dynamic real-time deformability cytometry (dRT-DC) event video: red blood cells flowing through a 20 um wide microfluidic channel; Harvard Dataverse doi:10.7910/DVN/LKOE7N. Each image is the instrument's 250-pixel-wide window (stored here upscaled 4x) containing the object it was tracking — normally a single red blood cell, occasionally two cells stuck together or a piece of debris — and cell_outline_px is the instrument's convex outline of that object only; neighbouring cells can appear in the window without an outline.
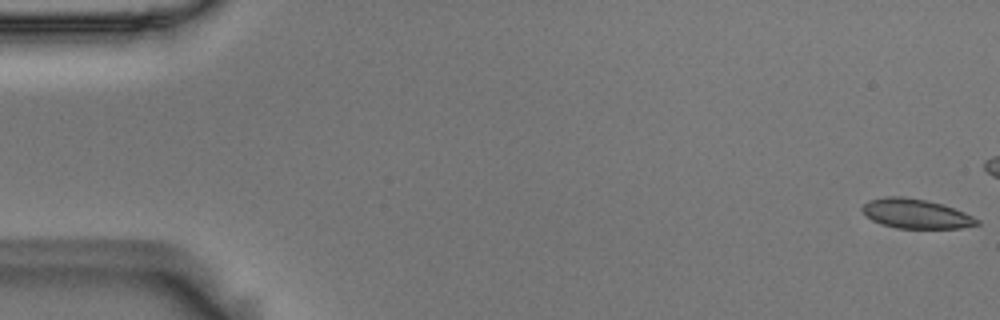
{"species": "Egyptian fruit bat (a non-hibernating species)", "species_latin": "Rousettus aegyptiacus", "temperature_condition": "room temperature", "stored_images_in_passage": 16, "camera_frame_rate_fps": 3000, "um_per_image_px": 0.085, "animal": {"sex": "male"}, "frame": {"image": 1, "passage_image": 1, "time_ms": 0.0, "image_size_px": [1000, 320], "cell_outline_px": [[980, 224], [960, 228], [896, 228], [880, 224], [872, 220], [860, 208], [868, 200], [888, 196], [900, 196], [924, 200], [940, 204], [964, 212], [980, 220]], "centroid_in_image_um": [77.83, 18.17], "position_along_channel_um": 7.2, "area_um2": 19.48}}